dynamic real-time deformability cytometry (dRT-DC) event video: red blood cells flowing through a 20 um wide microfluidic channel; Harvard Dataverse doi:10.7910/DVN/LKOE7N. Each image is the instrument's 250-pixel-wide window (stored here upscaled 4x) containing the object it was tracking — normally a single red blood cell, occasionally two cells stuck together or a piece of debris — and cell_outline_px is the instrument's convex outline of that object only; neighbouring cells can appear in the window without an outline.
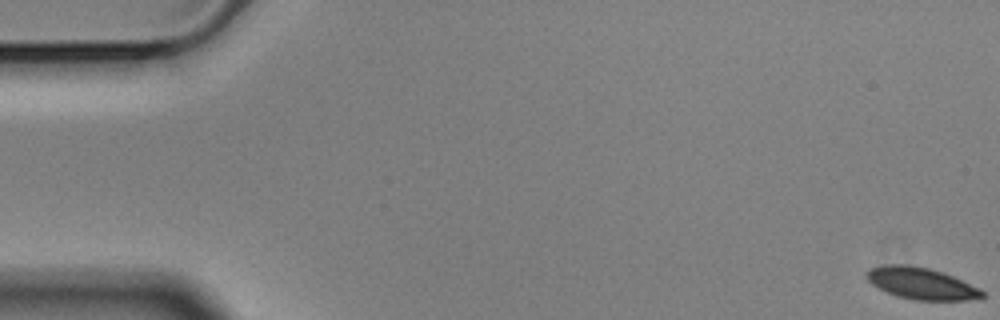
{"species": "Egyptian fruit bat (a non-hibernating species)", "species_latin": "Rousettus aegyptiacus", "temperature_condition": "cold", "stored_images_in_passage": 58, "camera_frame_rate_fps": 3000, "um_per_image_px": 0.085, "animal": {"sex": "male"}, "frame": {"image": 1, "passage_image": 1, "time_ms": 0.0, "image_size_px": [1000, 320], "cell_outline_px": [[984, 296], [968, 300], [912, 300], [896, 296], [872, 284], [864, 276], [868, 268], [884, 264], [904, 264], [928, 268], [952, 276], [980, 288], [984, 292]], "centroid_in_image_um": [78.26, 24.08], "position_along_channel_um": 6.7, "area_um2": 21.27}}
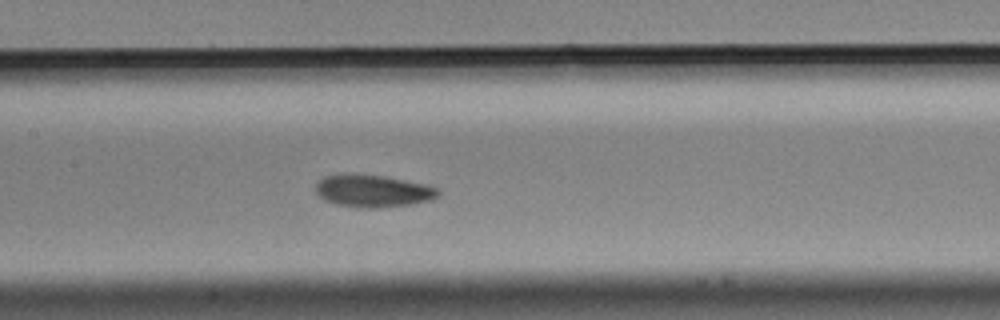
{"frame": {"image": 2, "passage_image": 28, "time_ms": 9.0, "image_size_px": [1000, 320], "cell_outline_px": [[440, 196], [432, 200], [412, 204], [376, 208], [360, 208], [336, 204], [324, 200], [316, 192], [316, 184], [324, 176], [344, 172], [384, 176], [424, 184], [440, 188]], "centroid_in_image_um": [31.7, 16.22], "position_along_channel_um": 175.7, "area_um2": 23.47}}
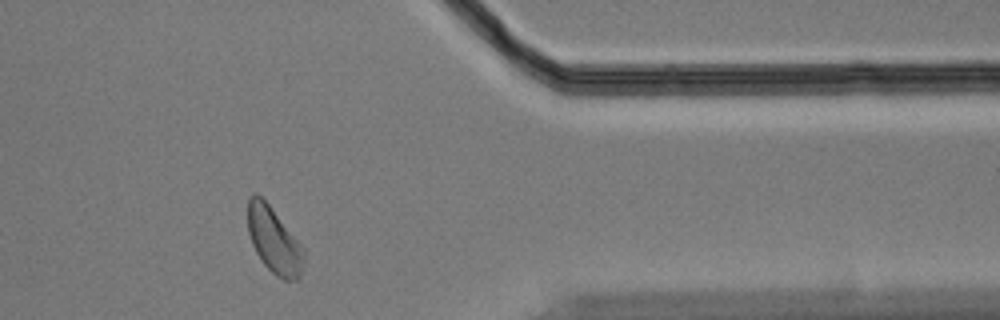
{"frame": {"image": 3, "passage_image": 48, "time_ms": 15.667, "image_size_px": [1000, 320], "cell_outline_px": [[304, 252], [300, 276], [296, 280], [284, 280], [276, 276], [264, 264], [256, 252], [252, 244], [248, 232], [248, 196], [256, 192], [268, 204], [304, 248]], "centroid_in_image_um": [23.27, 20.43], "position_along_channel_um": 388.1, "area_um2": 21.21}, "authors_computed_cell_mechanics": {"area_um2": 22.253, "velocity_mm_per_s": 3.4693, "shape_relaxation_time_tau1_ms": 2.25, "shape_relaxation_time_tau2_ms": null, "deformation_change_tau1": 0.0719, "deformation_change_tau2": null}}